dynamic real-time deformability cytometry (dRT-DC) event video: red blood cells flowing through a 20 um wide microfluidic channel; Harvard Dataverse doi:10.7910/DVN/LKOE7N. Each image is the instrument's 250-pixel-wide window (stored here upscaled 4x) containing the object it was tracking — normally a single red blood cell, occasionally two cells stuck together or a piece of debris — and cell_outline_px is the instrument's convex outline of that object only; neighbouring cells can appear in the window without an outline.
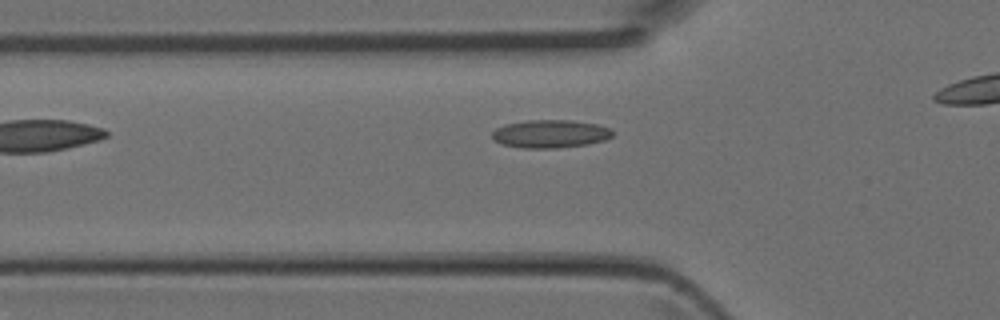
{"species": "Egyptian fruit bat (a non-hibernating species)", "species_latin": "Rousettus aegyptiacus", "temperature_condition": "room temperature", "stored_images_in_passage": 4, "segment_of_instrument_passage": [1, 2], "camera_frame_rate_fps": 3000, "um_per_image_px": 0.085, "animal": {"sex": "female"}, "frame": {"image": 1, "passage_image": 3, "time_ms": 0.667, "image_size_px": [1000, 320], "cell_outline_px": [[616, 132], [612, 136], [604, 140], [588, 144], [556, 148], [524, 148], [504, 144], [492, 140], [492, 132], [496, 128], [504, 124], [528, 120], [572, 120], [596, 124], [612, 128]], "centroid_in_image_um": [46.8, 11.37], "position_along_channel_um": 79.0, "area_um2": 19.83}}